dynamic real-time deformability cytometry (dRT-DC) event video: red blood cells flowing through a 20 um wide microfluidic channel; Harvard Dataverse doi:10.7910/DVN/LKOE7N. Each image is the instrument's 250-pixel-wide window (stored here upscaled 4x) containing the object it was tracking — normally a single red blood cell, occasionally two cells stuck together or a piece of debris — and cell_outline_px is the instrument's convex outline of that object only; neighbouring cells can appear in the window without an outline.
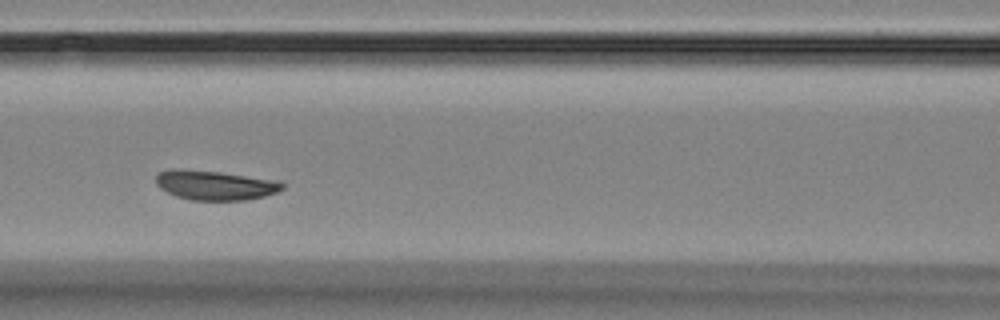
{"species": "Egyptian fruit bat (a non-hibernating species)", "species_latin": "Rousettus aegyptiacus", "temperature_condition": "room temperature", "stored_images_in_passage": 7, "camera_frame_rate_fps": 3000, "um_per_image_px": 0.085, "animal": {"sex": "female"}, "frame": {"image": 1, "passage_image": 7, "time_ms": 7.667, "image_size_px": [1000, 320], "cell_outline_px": [[284, 188], [276, 192], [264, 196], [244, 200], [192, 200], [176, 196], [160, 188], [156, 184], [156, 172], [172, 168], [180, 168], [220, 172], [280, 180], [284, 184]], "centroid_in_image_um": [18.26, 15.72], "position_along_channel_um": 148.3, "area_um2": 21.96}}